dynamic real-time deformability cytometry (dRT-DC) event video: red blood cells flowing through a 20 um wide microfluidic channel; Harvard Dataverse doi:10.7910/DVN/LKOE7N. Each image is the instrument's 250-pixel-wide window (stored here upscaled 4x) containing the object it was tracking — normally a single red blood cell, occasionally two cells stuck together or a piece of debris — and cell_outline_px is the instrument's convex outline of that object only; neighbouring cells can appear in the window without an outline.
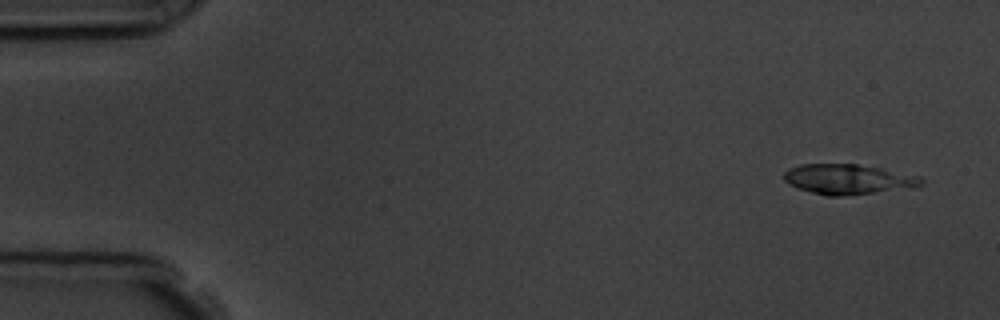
{"species": "common noctule bat (a hibernating species)", "species_latin": "Nyctalus noctula", "temperature_condition": "room temperature", "stored_images_in_passage": 4, "camera_frame_rate_fps": 3000, "um_per_image_px": 0.085, "animal": {"sex": "male", "body_mass_g": 19.5, "forearm_length_mm": 54.6}, "frame": {"image": 1, "passage_image": 1, "time_ms": 0.0, "image_size_px": [1000, 320], "cell_outline_px": [[924, 184], [912, 188], [840, 196], [828, 196], [796, 188], [788, 184], [784, 180], [784, 172], [788, 168], [800, 164], [856, 164], [880, 168], [920, 176], [924, 180]], "centroid_in_image_um": [72.08, 15.23], "position_along_channel_um": 12.9, "area_um2": 24.1}}